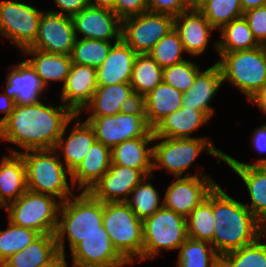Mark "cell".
<instances>
[{
	"label": "cell",
	"mask_w": 266,
	"mask_h": 267,
	"mask_svg": "<svg viewBox=\"0 0 266 267\" xmlns=\"http://www.w3.org/2000/svg\"><path fill=\"white\" fill-rule=\"evenodd\" d=\"M134 93L130 83L98 86L91 101L84 107L90 116H114L120 113L122 102Z\"/></svg>",
	"instance_id": "1f68e13d"
},
{
	"label": "cell",
	"mask_w": 266,
	"mask_h": 267,
	"mask_svg": "<svg viewBox=\"0 0 266 267\" xmlns=\"http://www.w3.org/2000/svg\"><path fill=\"white\" fill-rule=\"evenodd\" d=\"M243 17L257 42L266 40V6L247 10L243 13Z\"/></svg>",
	"instance_id": "ee69618b"
},
{
	"label": "cell",
	"mask_w": 266,
	"mask_h": 267,
	"mask_svg": "<svg viewBox=\"0 0 266 267\" xmlns=\"http://www.w3.org/2000/svg\"><path fill=\"white\" fill-rule=\"evenodd\" d=\"M189 3L190 8H194V0H186Z\"/></svg>",
	"instance_id": "91938a15"
},
{
	"label": "cell",
	"mask_w": 266,
	"mask_h": 267,
	"mask_svg": "<svg viewBox=\"0 0 266 267\" xmlns=\"http://www.w3.org/2000/svg\"><path fill=\"white\" fill-rule=\"evenodd\" d=\"M223 162L243 180L251 199L245 206L266 226V165H250L227 154Z\"/></svg>",
	"instance_id": "ffe728a7"
},
{
	"label": "cell",
	"mask_w": 266,
	"mask_h": 267,
	"mask_svg": "<svg viewBox=\"0 0 266 267\" xmlns=\"http://www.w3.org/2000/svg\"><path fill=\"white\" fill-rule=\"evenodd\" d=\"M240 4L243 12H245L253 8L266 6V0H240Z\"/></svg>",
	"instance_id": "db71d44e"
},
{
	"label": "cell",
	"mask_w": 266,
	"mask_h": 267,
	"mask_svg": "<svg viewBox=\"0 0 266 267\" xmlns=\"http://www.w3.org/2000/svg\"><path fill=\"white\" fill-rule=\"evenodd\" d=\"M72 267H125L129 263L116 251L108 234H92L72 251Z\"/></svg>",
	"instance_id": "e0dca14e"
},
{
	"label": "cell",
	"mask_w": 266,
	"mask_h": 267,
	"mask_svg": "<svg viewBox=\"0 0 266 267\" xmlns=\"http://www.w3.org/2000/svg\"><path fill=\"white\" fill-rule=\"evenodd\" d=\"M251 144L257 152L266 153V122L258 127L251 136ZM251 165H266V158H260Z\"/></svg>",
	"instance_id": "681fc988"
},
{
	"label": "cell",
	"mask_w": 266,
	"mask_h": 267,
	"mask_svg": "<svg viewBox=\"0 0 266 267\" xmlns=\"http://www.w3.org/2000/svg\"><path fill=\"white\" fill-rule=\"evenodd\" d=\"M220 31L221 40H217L214 45L217 52H235L259 47V43L243 16L233 19Z\"/></svg>",
	"instance_id": "d6a6232c"
},
{
	"label": "cell",
	"mask_w": 266,
	"mask_h": 267,
	"mask_svg": "<svg viewBox=\"0 0 266 267\" xmlns=\"http://www.w3.org/2000/svg\"><path fill=\"white\" fill-rule=\"evenodd\" d=\"M260 237L254 243L225 253L221 258L230 267H266V242Z\"/></svg>",
	"instance_id": "b9f144b4"
},
{
	"label": "cell",
	"mask_w": 266,
	"mask_h": 267,
	"mask_svg": "<svg viewBox=\"0 0 266 267\" xmlns=\"http://www.w3.org/2000/svg\"><path fill=\"white\" fill-rule=\"evenodd\" d=\"M214 234L212 246L222 256L265 236V226L244 203L236 201L218 184L213 188Z\"/></svg>",
	"instance_id": "7a4b0ae2"
},
{
	"label": "cell",
	"mask_w": 266,
	"mask_h": 267,
	"mask_svg": "<svg viewBox=\"0 0 266 267\" xmlns=\"http://www.w3.org/2000/svg\"><path fill=\"white\" fill-rule=\"evenodd\" d=\"M59 252L55 235L41 234L25 249L9 256L0 267H38Z\"/></svg>",
	"instance_id": "4dcf8cb0"
},
{
	"label": "cell",
	"mask_w": 266,
	"mask_h": 267,
	"mask_svg": "<svg viewBox=\"0 0 266 267\" xmlns=\"http://www.w3.org/2000/svg\"><path fill=\"white\" fill-rule=\"evenodd\" d=\"M97 87L95 68L72 63L62 87L60 100L74 114L81 115V111L91 101Z\"/></svg>",
	"instance_id": "ac0fdd59"
},
{
	"label": "cell",
	"mask_w": 266,
	"mask_h": 267,
	"mask_svg": "<svg viewBox=\"0 0 266 267\" xmlns=\"http://www.w3.org/2000/svg\"><path fill=\"white\" fill-rule=\"evenodd\" d=\"M42 13L24 2L0 0V34L22 52L34 43Z\"/></svg>",
	"instance_id": "30bf717a"
},
{
	"label": "cell",
	"mask_w": 266,
	"mask_h": 267,
	"mask_svg": "<svg viewBox=\"0 0 266 267\" xmlns=\"http://www.w3.org/2000/svg\"><path fill=\"white\" fill-rule=\"evenodd\" d=\"M178 250L177 267H212L221 257L209 242L191 238Z\"/></svg>",
	"instance_id": "d590c367"
},
{
	"label": "cell",
	"mask_w": 266,
	"mask_h": 267,
	"mask_svg": "<svg viewBox=\"0 0 266 267\" xmlns=\"http://www.w3.org/2000/svg\"><path fill=\"white\" fill-rule=\"evenodd\" d=\"M103 202L89 192L73 195L61 203L55 233L58 250L65 252V237L72 251L84 238L92 234H108L102 225Z\"/></svg>",
	"instance_id": "3957f363"
},
{
	"label": "cell",
	"mask_w": 266,
	"mask_h": 267,
	"mask_svg": "<svg viewBox=\"0 0 266 267\" xmlns=\"http://www.w3.org/2000/svg\"><path fill=\"white\" fill-rule=\"evenodd\" d=\"M198 65L191 60L163 68V82L173 86L182 93L187 92L194 84L197 74L200 72Z\"/></svg>",
	"instance_id": "7bdbcfd3"
},
{
	"label": "cell",
	"mask_w": 266,
	"mask_h": 267,
	"mask_svg": "<svg viewBox=\"0 0 266 267\" xmlns=\"http://www.w3.org/2000/svg\"><path fill=\"white\" fill-rule=\"evenodd\" d=\"M206 0H194V8H198Z\"/></svg>",
	"instance_id": "680465c9"
},
{
	"label": "cell",
	"mask_w": 266,
	"mask_h": 267,
	"mask_svg": "<svg viewBox=\"0 0 266 267\" xmlns=\"http://www.w3.org/2000/svg\"><path fill=\"white\" fill-rule=\"evenodd\" d=\"M143 222V260L160 250H178L188 239L186 217L162 206Z\"/></svg>",
	"instance_id": "ba28073f"
},
{
	"label": "cell",
	"mask_w": 266,
	"mask_h": 267,
	"mask_svg": "<svg viewBox=\"0 0 266 267\" xmlns=\"http://www.w3.org/2000/svg\"><path fill=\"white\" fill-rule=\"evenodd\" d=\"M86 121L93 127L96 141L110 149L127 140L154 137L146 115L118 113L114 116H88Z\"/></svg>",
	"instance_id": "7c38bea8"
},
{
	"label": "cell",
	"mask_w": 266,
	"mask_h": 267,
	"mask_svg": "<svg viewBox=\"0 0 266 267\" xmlns=\"http://www.w3.org/2000/svg\"><path fill=\"white\" fill-rule=\"evenodd\" d=\"M113 45L110 41L77 38L70 55L72 63L98 69L107 58Z\"/></svg>",
	"instance_id": "74e56055"
},
{
	"label": "cell",
	"mask_w": 266,
	"mask_h": 267,
	"mask_svg": "<svg viewBox=\"0 0 266 267\" xmlns=\"http://www.w3.org/2000/svg\"><path fill=\"white\" fill-rule=\"evenodd\" d=\"M91 6L107 8L114 12L115 0H89Z\"/></svg>",
	"instance_id": "11a10c76"
},
{
	"label": "cell",
	"mask_w": 266,
	"mask_h": 267,
	"mask_svg": "<svg viewBox=\"0 0 266 267\" xmlns=\"http://www.w3.org/2000/svg\"><path fill=\"white\" fill-rule=\"evenodd\" d=\"M174 16L145 11L122 20L121 39L137 54H148L172 29Z\"/></svg>",
	"instance_id": "8fae6325"
},
{
	"label": "cell",
	"mask_w": 266,
	"mask_h": 267,
	"mask_svg": "<svg viewBox=\"0 0 266 267\" xmlns=\"http://www.w3.org/2000/svg\"><path fill=\"white\" fill-rule=\"evenodd\" d=\"M145 176L140 169L111 164L108 171L92 187L89 193L103 203L126 202L131 191Z\"/></svg>",
	"instance_id": "2e32d148"
},
{
	"label": "cell",
	"mask_w": 266,
	"mask_h": 267,
	"mask_svg": "<svg viewBox=\"0 0 266 267\" xmlns=\"http://www.w3.org/2000/svg\"><path fill=\"white\" fill-rule=\"evenodd\" d=\"M41 233L8 221V227L0 231V264L9 256L25 249Z\"/></svg>",
	"instance_id": "f35d334b"
},
{
	"label": "cell",
	"mask_w": 266,
	"mask_h": 267,
	"mask_svg": "<svg viewBox=\"0 0 266 267\" xmlns=\"http://www.w3.org/2000/svg\"><path fill=\"white\" fill-rule=\"evenodd\" d=\"M148 11L174 17L190 8L186 0H146Z\"/></svg>",
	"instance_id": "f6af8a7d"
},
{
	"label": "cell",
	"mask_w": 266,
	"mask_h": 267,
	"mask_svg": "<svg viewBox=\"0 0 266 267\" xmlns=\"http://www.w3.org/2000/svg\"><path fill=\"white\" fill-rule=\"evenodd\" d=\"M102 225L116 251L129 263L143 261V222L126 202L103 203Z\"/></svg>",
	"instance_id": "8992f818"
},
{
	"label": "cell",
	"mask_w": 266,
	"mask_h": 267,
	"mask_svg": "<svg viewBox=\"0 0 266 267\" xmlns=\"http://www.w3.org/2000/svg\"><path fill=\"white\" fill-rule=\"evenodd\" d=\"M259 48L263 54L264 60L266 62V40L259 43Z\"/></svg>",
	"instance_id": "9f6ffc18"
},
{
	"label": "cell",
	"mask_w": 266,
	"mask_h": 267,
	"mask_svg": "<svg viewBox=\"0 0 266 267\" xmlns=\"http://www.w3.org/2000/svg\"><path fill=\"white\" fill-rule=\"evenodd\" d=\"M203 172L199 176L175 177L166 189L163 206L187 217L217 184Z\"/></svg>",
	"instance_id": "5bb4252c"
},
{
	"label": "cell",
	"mask_w": 266,
	"mask_h": 267,
	"mask_svg": "<svg viewBox=\"0 0 266 267\" xmlns=\"http://www.w3.org/2000/svg\"><path fill=\"white\" fill-rule=\"evenodd\" d=\"M120 113L131 115H146L145 97L136 92L132 93L122 102L120 106Z\"/></svg>",
	"instance_id": "7dc6e473"
},
{
	"label": "cell",
	"mask_w": 266,
	"mask_h": 267,
	"mask_svg": "<svg viewBox=\"0 0 266 267\" xmlns=\"http://www.w3.org/2000/svg\"><path fill=\"white\" fill-rule=\"evenodd\" d=\"M60 11H52L62 15L73 16L90 5L89 0H54Z\"/></svg>",
	"instance_id": "c3c4849f"
},
{
	"label": "cell",
	"mask_w": 266,
	"mask_h": 267,
	"mask_svg": "<svg viewBox=\"0 0 266 267\" xmlns=\"http://www.w3.org/2000/svg\"><path fill=\"white\" fill-rule=\"evenodd\" d=\"M184 51L179 33L172 29L155 44L148 54L161 68H165L186 60L181 55Z\"/></svg>",
	"instance_id": "60d3db41"
},
{
	"label": "cell",
	"mask_w": 266,
	"mask_h": 267,
	"mask_svg": "<svg viewBox=\"0 0 266 267\" xmlns=\"http://www.w3.org/2000/svg\"><path fill=\"white\" fill-rule=\"evenodd\" d=\"M212 267H230L221 257Z\"/></svg>",
	"instance_id": "6f0895ef"
},
{
	"label": "cell",
	"mask_w": 266,
	"mask_h": 267,
	"mask_svg": "<svg viewBox=\"0 0 266 267\" xmlns=\"http://www.w3.org/2000/svg\"><path fill=\"white\" fill-rule=\"evenodd\" d=\"M215 62L226 81L237 87L248 99L266 85V62L259 47L235 52H218Z\"/></svg>",
	"instance_id": "52a82bcc"
},
{
	"label": "cell",
	"mask_w": 266,
	"mask_h": 267,
	"mask_svg": "<svg viewBox=\"0 0 266 267\" xmlns=\"http://www.w3.org/2000/svg\"><path fill=\"white\" fill-rule=\"evenodd\" d=\"M188 238L206 241L212 245L214 234L213 189L186 217Z\"/></svg>",
	"instance_id": "e575fe53"
},
{
	"label": "cell",
	"mask_w": 266,
	"mask_h": 267,
	"mask_svg": "<svg viewBox=\"0 0 266 267\" xmlns=\"http://www.w3.org/2000/svg\"><path fill=\"white\" fill-rule=\"evenodd\" d=\"M161 140L154 144L152 156V170L165 169L167 173H171L174 177H191L198 176L196 174H186L199 153L208 152L209 155L218 158L217 163L224 160L225 153L217 149L208 137H192V138H162L154 137V141ZM184 173V174H183Z\"/></svg>",
	"instance_id": "5b68a950"
},
{
	"label": "cell",
	"mask_w": 266,
	"mask_h": 267,
	"mask_svg": "<svg viewBox=\"0 0 266 267\" xmlns=\"http://www.w3.org/2000/svg\"><path fill=\"white\" fill-rule=\"evenodd\" d=\"M79 116V114H75L67 122L54 148L56 150H61V155L64 156V161H61L66 166L67 171L70 174L78 168L81 161L96 141V135L93 127L86 120L81 122L79 120ZM73 120H75V124L73 125V128L70 129V135H68V138H64L67 131L66 129L69 123Z\"/></svg>",
	"instance_id": "d6986e66"
},
{
	"label": "cell",
	"mask_w": 266,
	"mask_h": 267,
	"mask_svg": "<svg viewBox=\"0 0 266 267\" xmlns=\"http://www.w3.org/2000/svg\"><path fill=\"white\" fill-rule=\"evenodd\" d=\"M148 11L146 0H115L114 13L121 19Z\"/></svg>",
	"instance_id": "bcb514c9"
},
{
	"label": "cell",
	"mask_w": 266,
	"mask_h": 267,
	"mask_svg": "<svg viewBox=\"0 0 266 267\" xmlns=\"http://www.w3.org/2000/svg\"><path fill=\"white\" fill-rule=\"evenodd\" d=\"M76 39L71 16L45 11L39 21L37 37L28 48L70 56Z\"/></svg>",
	"instance_id": "4fadbf2b"
},
{
	"label": "cell",
	"mask_w": 266,
	"mask_h": 267,
	"mask_svg": "<svg viewBox=\"0 0 266 267\" xmlns=\"http://www.w3.org/2000/svg\"><path fill=\"white\" fill-rule=\"evenodd\" d=\"M22 52L26 56H34L26 60L35 69L45 87L49 81H62L64 85L72 66L71 56L47 53L34 48H26Z\"/></svg>",
	"instance_id": "f1b7e54d"
},
{
	"label": "cell",
	"mask_w": 266,
	"mask_h": 267,
	"mask_svg": "<svg viewBox=\"0 0 266 267\" xmlns=\"http://www.w3.org/2000/svg\"><path fill=\"white\" fill-rule=\"evenodd\" d=\"M61 202L55 197L26 190L5 210L13 224L33 229L41 234L55 235Z\"/></svg>",
	"instance_id": "9c48e42d"
},
{
	"label": "cell",
	"mask_w": 266,
	"mask_h": 267,
	"mask_svg": "<svg viewBox=\"0 0 266 267\" xmlns=\"http://www.w3.org/2000/svg\"><path fill=\"white\" fill-rule=\"evenodd\" d=\"M5 94L14 99L15 105H29L41 102L45 85L35 69L25 60L13 65L6 77Z\"/></svg>",
	"instance_id": "7402d4cb"
},
{
	"label": "cell",
	"mask_w": 266,
	"mask_h": 267,
	"mask_svg": "<svg viewBox=\"0 0 266 267\" xmlns=\"http://www.w3.org/2000/svg\"><path fill=\"white\" fill-rule=\"evenodd\" d=\"M154 137H139L121 142L111 149V164L140 169L146 176L154 174L152 170Z\"/></svg>",
	"instance_id": "83f0119b"
},
{
	"label": "cell",
	"mask_w": 266,
	"mask_h": 267,
	"mask_svg": "<svg viewBox=\"0 0 266 267\" xmlns=\"http://www.w3.org/2000/svg\"><path fill=\"white\" fill-rule=\"evenodd\" d=\"M137 53L122 39L111 47L102 65L96 69L97 85L108 86L130 83L133 63Z\"/></svg>",
	"instance_id": "603a6c76"
},
{
	"label": "cell",
	"mask_w": 266,
	"mask_h": 267,
	"mask_svg": "<svg viewBox=\"0 0 266 267\" xmlns=\"http://www.w3.org/2000/svg\"><path fill=\"white\" fill-rule=\"evenodd\" d=\"M65 258V254L59 251L51 260L38 267H67Z\"/></svg>",
	"instance_id": "f5cc1de1"
},
{
	"label": "cell",
	"mask_w": 266,
	"mask_h": 267,
	"mask_svg": "<svg viewBox=\"0 0 266 267\" xmlns=\"http://www.w3.org/2000/svg\"><path fill=\"white\" fill-rule=\"evenodd\" d=\"M10 149V153L20 154L26 167L27 187L29 191L55 197L61 203L73 197L74 193L68 184L67 176L71 174L62 163L56 149H40L18 151Z\"/></svg>",
	"instance_id": "277c9868"
},
{
	"label": "cell",
	"mask_w": 266,
	"mask_h": 267,
	"mask_svg": "<svg viewBox=\"0 0 266 267\" xmlns=\"http://www.w3.org/2000/svg\"><path fill=\"white\" fill-rule=\"evenodd\" d=\"M215 29L243 16L240 0H206L197 8Z\"/></svg>",
	"instance_id": "ab89813d"
},
{
	"label": "cell",
	"mask_w": 266,
	"mask_h": 267,
	"mask_svg": "<svg viewBox=\"0 0 266 267\" xmlns=\"http://www.w3.org/2000/svg\"><path fill=\"white\" fill-rule=\"evenodd\" d=\"M26 190V167L22 156L15 153L4 155L0 159V207L5 208Z\"/></svg>",
	"instance_id": "484cf974"
},
{
	"label": "cell",
	"mask_w": 266,
	"mask_h": 267,
	"mask_svg": "<svg viewBox=\"0 0 266 267\" xmlns=\"http://www.w3.org/2000/svg\"><path fill=\"white\" fill-rule=\"evenodd\" d=\"M223 84L219 66L214 63L205 71H200L194 84L183 93L182 107L202 111L209 119L214 114L210 102Z\"/></svg>",
	"instance_id": "cb8c5ba5"
},
{
	"label": "cell",
	"mask_w": 266,
	"mask_h": 267,
	"mask_svg": "<svg viewBox=\"0 0 266 267\" xmlns=\"http://www.w3.org/2000/svg\"><path fill=\"white\" fill-rule=\"evenodd\" d=\"M209 120L202 111L181 107L161 119L152 131L154 137L192 138L191 134Z\"/></svg>",
	"instance_id": "4316f807"
},
{
	"label": "cell",
	"mask_w": 266,
	"mask_h": 267,
	"mask_svg": "<svg viewBox=\"0 0 266 267\" xmlns=\"http://www.w3.org/2000/svg\"><path fill=\"white\" fill-rule=\"evenodd\" d=\"M74 115L63 103L59 106L42 102L15 105L11 115L0 125V140L25 151L53 149Z\"/></svg>",
	"instance_id": "6da1fadb"
},
{
	"label": "cell",
	"mask_w": 266,
	"mask_h": 267,
	"mask_svg": "<svg viewBox=\"0 0 266 267\" xmlns=\"http://www.w3.org/2000/svg\"><path fill=\"white\" fill-rule=\"evenodd\" d=\"M153 174L145 176L143 180L131 191L126 203L140 220H145L163 206L159 192L149 181Z\"/></svg>",
	"instance_id": "8d00e7d4"
},
{
	"label": "cell",
	"mask_w": 266,
	"mask_h": 267,
	"mask_svg": "<svg viewBox=\"0 0 266 267\" xmlns=\"http://www.w3.org/2000/svg\"><path fill=\"white\" fill-rule=\"evenodd\" d=\"M185 52L199 56L207 48L212 31L216 30L197 8H189L174 18Z\"/></svg>",
	"instance_id": "44dd1931"
},
{
	"label": "cell",
	"mask_w": 266,
	"mask_h": 267,
	"mask_svg": "<svg viewBox=\"0 0 266 267\" xmlns=\"http://www.w3.org/2000/svg\"><path fill=\"white\" fill-rule=\"evenodd\" d=\"M163 68L149 55L137 54L131 73L133 91L144 97L163 81Z\"/></svg>",
	"instance_id": "836d02e7"
},
{
	"label": "cell",
	"mask_w": 266,
	"mask_h": 267,
	"mask_svg": "<svg viewBox=\"0 0 266 267\" xmlns=\"http://www.w3.org/2000/svg\"><path fill=\"white\" fill-rule=\"evenodd\" d=\"M250 103L253 102L256 106L266 114V85L258 91L252 98L248 100Z\"/></svg>",
	"instance_id": "816d5d0a"
},
{
	"label": "cell",
	"mask_w": 266,
	"mask_h": 267,
	"mask_svg": "<svg viewBox=\"0 0 266 267\" xmlns=\"http://www.w3.org/2000/svg\"><path fill=\"white\" fill-rule=\"evenodd\" d=\"M76 37L103 41L121 40L122 20L110 9L89 5L72 16Z\"/></svg>",
	"instance_id": "9a60e30c"
},
{
	"label": "cell",
	"mask_w": 266,
	"mask_h": 267,
	"mask_svg": "<svg viewBox=\"0 0 266 267\" xmlns=\"http://www.w3.org/2000/svg\"><path fill=\"white\" fill-rule=\"evenodd\" d=\"M183 93L161 82L145 96L146 121L153 128L165 116L182 107Z\"/></svg>",
	"instance_id": "f546056e"
},
{
	"label": "cell",
	"mask_w": 266,
	"mask_h": 267,
	"mask_svg": "<svg viewBox=\"0 0 266 267\" xmlns=\"http://www.w3.org/2000/svg\"><path fill=\"white\" fill-rule=\"evenodd\" d=\"M111 165V149L95 141L81 164L71 174L70 181L72 188L76 185L78 190L89 192L92 187L108 171Z\"/></svg>",
	"instance_id": "d4e9b609"
},
{
	"label": "cell",
	"mask_w": 266,
	"mask_h": 267,
	"mask_svg": "<svg viewBox=\"0 0 266 267\" xmlns=\"http://www.w3.org/2000/svg\"><path fill=\"white\" fill-rule=\"evenodd\" d=\"M15 107L14 99L5 93H0V113L5 115L0 119V125L11 115Z\"/></svg>",
	"instance_id": "f907efd6"
}]
</instances>
